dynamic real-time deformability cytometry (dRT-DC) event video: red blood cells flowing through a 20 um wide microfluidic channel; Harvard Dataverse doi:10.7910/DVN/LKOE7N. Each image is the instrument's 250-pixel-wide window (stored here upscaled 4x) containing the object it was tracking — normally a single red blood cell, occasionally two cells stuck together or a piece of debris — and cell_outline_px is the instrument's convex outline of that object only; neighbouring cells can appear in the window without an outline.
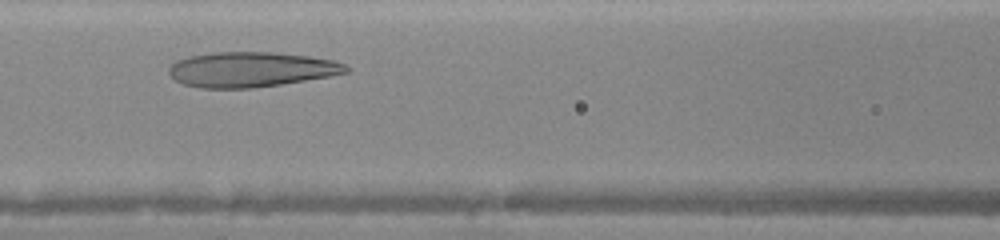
{"species": "human", "species_latin": "Homo sapiens", "temperature_condition": "warm", "stored_images_in_passage": 24, "camera_frame_rate_fps": 3000, "um_per_image_px": 0.085, "donor": {"sex": "female"}, "frame": {"image": 1, "passage_image": 7, "time_ms": 2.0, "image_size_px": [1000, 240], "cell_outline_px": [[348, 72], [328, 76], [280, 84], [252, 88], [200, 88], [184, 84], [176, 80], [168, 72], [168, 68], [176, 60], [188, 56], [212, 52], [272, 52], [308, 56], [332, 60], [344, 64], [348, 68]], "centroid_in_image_um": [21.28, 5.9], "position_along_channel_um": 145.3, "area_um2": 35.95}}
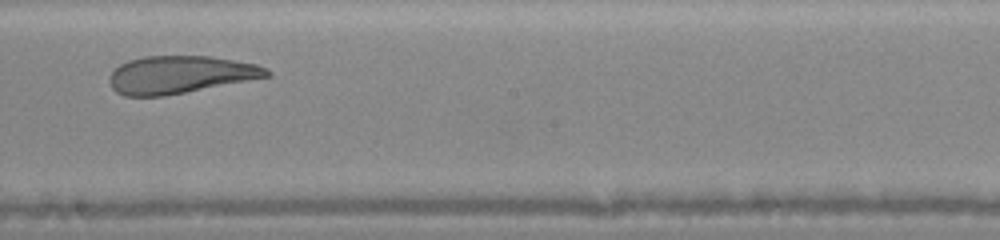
{"frame": {"image": 2, "passage_image": 13, "time_ms": 4.0, "image_size_px": [1000, 240], "cell_outline_px": [[272, 76], [164, 96], [124, 96], [116, 92], [112, 88], [108, 80], [108, 76], [120, 64], [128, 60], [144, 56], [212, 56], [256, 64], [268, 68], [272, 72]], "centroid_in_image_um": [15.31, 6.34], "position_along_channel_um": 232.9, "area_um2": 34.62}}
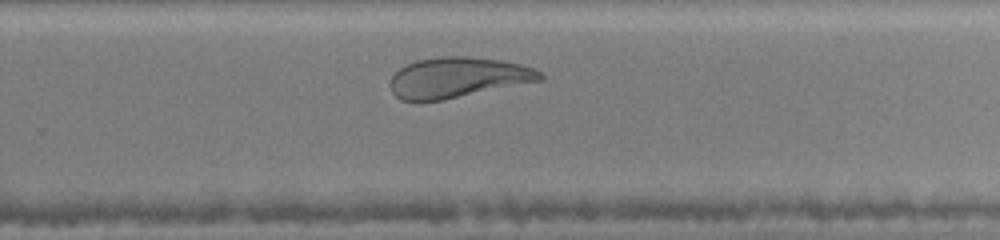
{"frame": {"image": 3, "passage_image": 17, "time_ms": 5.333, "image_size_px": [1000, 240], "cell_outline_px": [[544, 80], [444, 100], [400, 100], [392, 92], [388, 84], [392, 76], [400, 68], [416, 60], [444, 56], [464, 56], [500, 60], [520, 64], [536, 68], [544, 76]], "centroid_in_image_um": [38.93, 6.59], "position_along_channel_um": 290.9, "area_um2": 35.37}}